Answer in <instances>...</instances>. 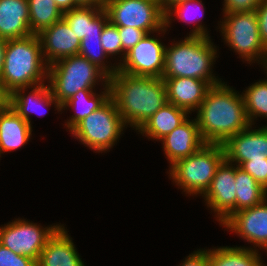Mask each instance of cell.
I'll return each instance as SVG.
<instances>
[{
    "instance_id": "obj_5",
    "label": "cell",
    "mask_w": 267,
    "mask_h": 266,
    "mask_svg": "<svg viewBox=\"0 0 267 266\" xmlns=\"http://www.w3.org/2000/svg\"><path fill=\"white\" fill-rule=\"evenodd\" d=\"M47 83L54 98L63 105L80 90L95 89L99 84L103 87L107 86L109 77L88 59L78 54L49 65Z\"/></svg>"
},
{
    "instance_id": "obj_42",
    "label": "cell",
    "mask_w": 267,
    "mask_h": 266,
    "mask_svg": "<svg viewBox=\"0 0 267 266\" xmlns=\"http://www.w3.org/2000/svg\"><path fill=\"white\" fill-rule=\"evenodd\" d=\"M186 0H162V9L165 14L176 4L181 3Z\"/></svg>"
},
{
    "instance_id": "obj_33",
    "label": "cell",
    "mask_w": 267,
    "mask_h": 266,
    "mask_svg": "<svg viewBox=\"0 0 267 266\" xmlns=\"http://www.w3.org/2000/svg\"><path fill=\"white\" fill-rule=\"evenodd\" d=\"M0 266H37L30 257L17 255L0 243Z\"/></svg>"
},
{
    "instance_id": "obj_38",
    "label": "cell",
    "mask_w": 267,
    "mask_h": 266,
    "mask_svg": "<svg viewBox=\"0 0 267 266\" xmlns=\"http://www.w3.org/2000/svg\"><path fill=\"white\" fill-rule=\"evenodd\" d=\"M10 106V93L6 90L4 83L0 79V110Z\"/></svg>"
},
{
    "instance_id": "obj_19",
    "label": "cell",
    "mask_w": 267,
    "mask_h": 266,
    "mask_svg": "<svg viewBox=\"0 0 267 266\" xmlns=\"http://www.w3.org/2000/svg\"><path fill=\"white\" fill-rule=\"evenodd\" d=\"M80 257L71 236L62 224L42 249L37 266H85Z\"/></svg>"
},
{
    "instance_id": "obj_17",
    "label": "cell",
    "mask_w": 267,
    "mask_h": 266,
    "mask_svg": "<svg viewBox=\"0 0 267 266\" xmlns=\"http://www.w3.org/2000/svg\"><path fill=\"white\" fill-rule=\"evenodd\" d=\"M31 89L29 92L28 90ZM27 94H26V92ZM55 106V111L62 113V105L54 98L49 85L46 83L30 88H20L10 94V106L20 115L31 127V114L44 115L48 107ZM41 109V110H40ZM43 110V112H42Z\"/></svg>"
},
{
    "instance_id": "obj_1",
    "label": "cell",
    "mask_w": 267,
    "mask_h": 266,
    "mask_svg": "<svg viewBox=\"0 0 267 266\" xmlns=\"http://www.w3.org/2000/svg\"><path fill=\"white\" fill-rule=\"evenodd\" d=\"M196 114L199 132L205 143L223 144L250 125L242 93L225 81L207 90Z\"/></svg>"
},
{
    "instance_id": "obj_30",
    "label": "cell",
    "mask_w": 267,
    "mask_h": 266,
    "mask_svg": "<svg viewBox=\"0 0 267 266\" xmlns=\"http://www.w3.org/2000/svg\"><path fill=\"white\" fill-rule=\"evenodd\" d=\"M100 37L101 36L83 37L78 54L88 59L110 78L118 71V66L115 63L110 64V62L107 61L109 57L104 52Z\"/></svg>"
},
{
    "instance_id": "obj_21",
    "label": "cell",
    "mask_w": 267,
    "mask_h": 266,
    "mask_svg": "<svg viewBox=\"0 0 267 266\" xmlns=\"http://www.w3.org/2000/svg\"><path fill=\"white\" fill-rule=\"evenodd\" d=\"M63 19L80 40L85 36H101L103 28L109 22L104 7L98 6L80 5L63 12Z\"/></svg>"
},
{
    "instance_id": "obj_6",
    "label": "cell",
    "mask_w": 267,
    "mask_h": 266,
    "mask_svg": "<svg viewBox=\"0 0 267 266\" xmlns=\"http://www.w3.org/2000/svg\"><path fill=\"white\" fill-rule=\"evenodd\" d=\"M225 160L222 144H204L193 155L169 167V178L187 196H202L209 188L217 168Z\"/></svg>"
},
{
    "instance_id": "obj_15",
    "label": "cell",
    "mask_w": 267,
    "mask_h": 266,
    "mask_svg": "<svg viewBox=\"0 0 267 266\" xmlns=\"http://www.w3.org/2000/svg\"><path fill=\"white\" fill-rule=\"evenodd\" d=\"M37 36L41 42L44 61L48 66L79 53L81 40L63 18L42 30Z\"/></svg>"
},
{
    "instance_id": "obj_16",
    "label": "cell",
    "mask_w": 267,
    "mask_h": 266,
    "mask_svg": "<svg viewBox=\"0 0 267 266\" xmlns=\"http://www.w3.org/2000/svg\"><path fill=\"white\" fill-rule=\"evenodd\" d=\"M159 141L169 162V167L180 159L193 155L206 144L199 132L196 118L189 117Z\"/></svg>"
},
{
    "instance_id": "obj_20",
    "label": "cell",
    "mask_w": 267,
    "mask_h": 266,
    "mask_svg": "<svg viewBox=\"0 0 267 266\" xmlns=\"http://www.w3.org/2000/svg\"><path fill=\"white\" fill-rule=\"evenodd\" d=\"M32 35L28 0H0V37L5 40Z\"/></svg>"
},
{
    "instance_id": "obj_22",
    "label": "cell",
    "mask_w": 267,
    "mask_h": 266,
    "mask_svg": "<svg viewBox=\"0 0 267 266\" xmlns=\"http://www.w3.org/2000/svg\"><path fill=\"white\" fill-rule=\"evenodd\" d=\"M32 127L11 106L0 110V152H12L25 146L32 137Z\"/></svg>"
},
{
    "instance_id": "obj_40",
    "label": "cell",
    "mask_w": 267,
    "mask_h": 266,
    "mask_svg": "<svg viewBox=\"0 0 267 266\" xmlns=\"http://www.w3.org/2000/svg\"><path fill=\"white\" fill-rule=\"evenodd\" d=\"M79 5L82 6H98L104 7L106 0H75Z\"/></svg>"
},
{
    "instance_id": "obj_41",
    "label": "cell",
    "mask_w": 267,
    "mask_h": 266,
    "mask_svg": "<svg viewBox=\"0 0 267 266\" xmlns=\"http://www.w3.org/2000/svg\"><path fill=\"white\" fill-rule=\"evenodd\" d=\"M7 44V40L0 37V76L2 74L3 66H4V56H5V47Z\"/></svg>"
},
{
    "instance_id": "obj_32",
    "label": "cell",
    "mask_w": 267,
    "mask_h": 266,
    "mask_svg": "<svg viewBox=\"0 0 267 266\" xmlns=\"http://www.w3.org/2000/svg\"><path fill=\"white\" fill-rule=\"evenodd\" d=\"M239 167L249 173L259 185L267 190V158L258 161H245Z\"/></svg>"
},
{
    "instance_id": "obj_31",
    "label": "cell",
    "mask_w": 267,
    "mask_h": 266,
    "mask_svg": "<svg viewBox=\"0 0 267 266\" xmlns=\"http://www.w3.org/2000/svg\"><path fill=\"white\" fill-rule=\"evenodd\" d=\"M101 45L103 46L104 52L108 57L113 58L114 56L120 57L117 66L124 60L126 54L123 52L121 38L118 32V27L108 22L103 28L101 34Z\"/></svg>"
},
{
    "instance_id": "obj_23",
    "label": "cell",
    "mask_w": 267,
    "mask_h": 266,
    "mask_svg": "<svg viewBox=\"0 0 267 266\" xmlns=\"http://www.w3.org/2000/svg\"><path fill=\"white\" fill-rule=\"evenodd\" d=\"M188 117L190 116L186 110L168 102L146 120L136 132L148 139L159 141Z\"/></svg>"
},
{
    "instance_id": "obj_18",
    "label": "cell",
    "mask_w": 267,
    "mask_h": 266,
    "mask_svg": "<svg viewBox=\"0 0 267 266\" xmlns=\"http://www.w3.org/2000/svg\"><path fill=\"white\" fill-rule=\"evenodd\" d=\"M169 103L186 110L190 115L202 104L207 90L211 87L206 81L189 77H162Z\"/></svg>"
},
{
    "instance_id": "obj_44",
    "label": "cell",
    "mask_w": 267,
    "mask_h": 266,
    "mask_svg": "<svg viewBox=\"0 0 267 266\" xmlns=\"http://www.w3.org/2000/svg\"><path fill=\"white\" fill-rule=\"evenodd\" d=\"M155 2L161 3L162 4V0H153Z\"/></svg>"
},
{
    "instance_id": "obj_39",
    "label": "cell",
    "mask_w": 267,
    "mask_h": 266,
    "mask_svg": "<svg viewBox=\"0 0 267 266\" xmlns=\"http://www.w3.org/2000/svg\"><path fill=\"white\" fill-rule=\"evenodd\" d=\"M55 3L63 12L80 6L75 0H55Z\"/></svg>"
},
{
    "instance_id": "obj_27",
    "label": "cell",
    "mask_w": 267,
    "mask_h": 266,
    "mask_svg": "<svg viewBox=\"0 0 267 266\" xmlns=\"http://www.w3.org/2000/svg\"><path fill=\"white\" fill-rule=\"evenodd\" d=\"M204 10L205 6L204 3H202V0H186L178 3L165 14L166 27L171 28L170 25L174 19L173 16H176V19L183 21V23L186 24H193L195 22V27L191 29L188 36L209 37L208 29L201 22V18H204Z\"/></svg>"
},
{
    "instance_id": "obj_29",
    "label": "cell",
    "mask_w": 267,
    "mask_h": 266,
    "mask_svg": "<svg viewBox=\"0 0 267 266\" xmlns=\"http://www.w3.org/2000/svg\"><path fill=\"white\" fill-rule=\"evenodd\" d=\"M267 71V69H263ZM267 75V72H265ZM245 113L250 125H254L256 118H267V79H260L258 82L246 87L242 92Z\"/></svg>"
},
{
    "instance_id": "obj_25",
    "label": "cell",
    "mask_w": 267,
    "mask_h": 266,
    "mask_svg": "<svg viewBox=\"0 0 267 266\" xmlns=\"http://www.w3.org/2000/svg\"><path fill=\"white\" fill-rule=\"evenodd\" d=\"M259 250L252 247L222 246L208 249L209 266H258L261 261Z\"/></svg>"
},
{
    "instance_id": "obj_24",
    "label": "cell",
    "mask_w": 267,
    "mask_h": 266,
    "mask_svg": "<svg viewBox=\"0 0 267 266\" xmlns=\"http://www.w3.org/2000/svg\"><path fill=\"white\" fill-rule=\"evenodd\" d=\"M97 89H83L74 94L69 100L62 105V110L73 109L74 114L67 119L65 127L69 132L85 117L93 111L98 110L111 98L110 84L100 90V94L95 93Z\"/></svg>"
},
{
    "instance_id": "obj_34",
    "label": "cell",
    "mask_w": 267,
    "mask_h": 266,
    "mask_svg": "<svg viewBox=\"0 0 267 266\" xmlns=\"http://www.w3.org/2000/svg\"><path fill=\"white\" fill-rule=\"evenodd\" d=\"M117 27L121 38L122 49L125 54L131 48H133L140 40H142L147 34L146 31L130 26L128 27L117 26Z\"/></svg>"
},
{
    "instance_id": "obj_28",
    "label": "cell",
    "mask_w": 267,
    "mask_h": 266,
    "mask_svg": "<svg viewBox=\"0 0 267 266\" xmlns=\"http://www.w3.org/2000/svg\"><path fill=\"white\" fill-rule=\"evenodd\" d=\"M28 3L32 34H39L63 18V11L56 5L55 0H28Z\"/></svg>"
},
{
    "instance_id": "obj_12",
    "label": "cell",
    "mask_w": 267,
    "mask_h": 266,
    "mask_svg": "<svg viewBox=\"0 0 267 266\" xmlns=\"http://www.w3.org/2000/svg\"><path fill=\"white\" fill-rule=\"evenodd\" d=\"M235 165L224 160L217 168L209 188L202 195L222 226L235 213Z\"/></svg>"
},
{
    "instance_id": "obj_43",
    "label": "cell",
    "mask_w": 267,
    "mask_h": 266,
    "mask_svg": "<svg viewBox=\"0 0 267 266\" xmlns=\"http://www.w3.org/2000/svg\"><path fill=\"white\" fill-rule=\"evenodd\" d=\"M264 261L262 260L261 263L258 266H267L263 263Z\"/></svg>"
},
{
    "instance_id": "obj_2",
    "label": "cell",
    "mask_w": 267,
    "mask_h": 266,
    "mask_svg": "<svg viewBox=\"0 0 267 266\" xmlns=\"http://www.w3.org/2000/svg\"><path fill=\"white\" fill-rule=\"evenodd\" d=\"M109 84L111 98L123 123L135 131L168 103L163 78L133 76L117 71L109 78Z\"/></svg>"
},
{
    "instance_id": "obj_4",
    "label": "cell",
    "mask_w": 267,
    "mask_h": 266,
    "mask_svg": "<svg viewBox=\"0 0 267 266\" xmlns=\"http://www.w3.org/2000/svg\"><path fill=\"white\" fill-rule=\"evenodd\" d=\"M47 75L48 65L36 34L7 40L0 79L10 94L47 82Z\"/></svg>"
},
{
    "instance_id": "obj_11",
    "label": "cell",
    "mask_w": 267,
    "mask_h": 266,
    "mask_svg": "<svg viewBox=\"0 0 267 266\" xmlns=\"http://www.w3.org/2000/svg\"><path fill=\"white\" fill-rule=\"evenodd\" d=\"M154 33H147L131 48L118 65V71L133 75L162 78L165 69V44ZM158 38V39H157Z\"/></svg>"
},
{
    "instance_id": "obj_26",
    "label": "cell",
    "mask_w": 267,
    "mask_h": 266,
    "mask_svg": "<svg viewBox=\"0 0 267 266\" xmlns=\"http://www.w3.org/2000/svg\"><path fill=\"white\" fill-rule=\"evenodd\" d=\"M235 186V212L257 206L267 199V190L237 165H235Z\"/></svg>"
},
{
    "instance_id": "obj_37",
    "label": "cell",
    "mask_w": 267,
    "mask_h": 266,
    "mask_svg": "<svg viewBox=\"0 0 267 266\" xmlns=\"http://www.w3.org/2000/svg\"><path fill=\"white\" fill-rule=\"evenodd\" d=\"M178 266H209L208 249L193 251Z\"/></svg>"
},
{
    "instance_id": "obj_36",
    "label": "cell",
    "mask_w": 267,
    "mask_h": 266,
    "mask_svg": "<svg viewBox=\"0 0 267 266\" xmlns=\"http://www.w3.org/2000/svg\"><path fill=\"white\" fill-rule=\"evenodd\" d=\"M261 40L267 48V0H262L255 10Z\"/></svg>"
},
{
    "instance_id": "obj_8",
    "label": "cell",
    "mask_w": 267,
    "mask_h": 266,
    "mask_svg": "<svg viewBox=\"0 0 267 266\" xmlns=\"http://www.w3.org/2000/svg\"><path fill=\"white\" fill-rule=\"evenodd\" d=\"M127 126L123 123L115 101L110 98L98 110L81 120L71 135L82 145L97 153L113 148Z\"/></svg>"
},
{
    "instance_id": "obj_9",
    "label": "cell",
    "mask_w": 267,
    "mask_h": 266,
    "mask_svg": "<svg viewBox=\"0 0 267 266\" xmlns=\"http://www.w3.org/2000/svg\"><path fill=\"white\" fill-rule=\"evenodd\" d=\"M104 9L115 26H130L159 36L163 33V37L168 31L162 5L153 0H106Z\"/></svg>"
},
{
    "instance_id": "obj_13",
    "label": "cell",
    "mask_w": 267,
    "mask_h": 266,
    "mask_svg": "<svg viewBox=\"0 0 267 266\" xmlns=\"http://www.w3.org/2000/svg\"><path fill=\"white\" fill-rule=\"evenodd\" d=\"M222 226L248 244L252 243L253 250L267 253V199L257 206L235 212Z\"/></svg>"
},
{
    "instance_id": "obj_7",
    "label": "cell",
    "mask_w": 267,
    "mask_h": 266,
    "mask_svg": "<svg viewBox=\"0 0 267 266\" xmlns=\"http://www.w3.org/2000/svg\"><path fill=\"white\" fill-rule=\"evenodd\" d=\"M223 17L222 21L218 22V29L224 44L238 54L243 62L250 65L257 62L263 69H267V48L260 37L257 13H223Z\"/></svg>"
},
{
    "instance_id": "obj_3",
    "label": "cell",
    "mask_w": 267,
    "mask_h": 266,
    "mask_svg": "<svg viewBox=\"0 0 267 266\" xmlns=\"http://www.w3.org/2000/svg\"><path fill=\"white\" fill-rule=\"evenodd\" d=\"M217 46L211 37L185 36L165 48V69L162 77H189L206 81L210 86L222 80L214 75Z\"/></svg>"
},
{
    "instance_id": "obj_10",
    "label": "cell",
    "mask_w": 267,
    "mask_h": 266,
    "mask_svg": "<svg viewBox=\"0 0 267 266\" xmlns=\"http://www.w3.org/2000/svg\"><path fill=\"white\" fill-rule=\"evenodd\" d=\"M61 226L58 223L43 227L20 217L15 218L0 226V243L15 254L38 262L45 244Z\"/></svg>"
},
{
    "instance_id": "obj_35",
    "label": "cell",
    "mask_w": 267,
    "mask_h": 266,
    "mask_svg": "<svg viewBox=\"0 0 267 266\" xmlns=\"http://www.w3.org/2000/svg\"><path fill=\"white\" fill-rule=\"evenodd\" d=\"M262 0H224L223 13L255 11Z\"/></svg>"
},
{
    "instance_id": "obj_14",
    "label": "cell",
    "mask_w": 267,
    "mask_h": 266,
    "mask_svg": "<svg viewBox=\"0 0 267 266\" xmlns=\"http://www.w3.org/2000/svg\"><path fill=\"white\" fill-rule=\"evenodd\" d=\"M257 128L249 125L222 144L226 161L240 166L245 161L267 158V124Z\"/></svg>"
}]
</instances>
